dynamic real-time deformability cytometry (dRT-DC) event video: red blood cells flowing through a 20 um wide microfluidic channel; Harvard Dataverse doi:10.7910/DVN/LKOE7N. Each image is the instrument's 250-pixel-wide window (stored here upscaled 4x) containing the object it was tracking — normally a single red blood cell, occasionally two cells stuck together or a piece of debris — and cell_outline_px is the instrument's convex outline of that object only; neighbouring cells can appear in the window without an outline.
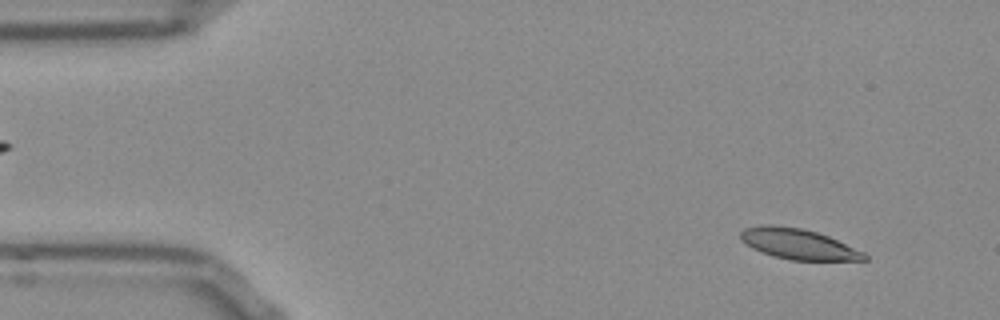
{"species": "Egyptian fruit bat (a non-hibernating species)", "species_latin": "Rousettus aegyptiacus", "temperature_condition": "room temperature", "stored_images_in_passage": 52, "camera_frame_rate_fps": 3000, "um_per_image_px": 0.085, "frame": {"image": 1, "passage_image": 4, "time_ms": 1.0, "image_size_px": [1000, 320], "cell_outline_px": [[868, 260], [792, 260], [776, 256], [752, 248], [740, 240], [740, 232], [744, 228], [760, 224], [772, 224], [800, 228], [816, 232], [828, 236], [864, 252], [868, 256]], "centroid_in_image_um": [67.83, 20.72], "position_along_channel_um": 17.2, "area_um2": 21.85}}
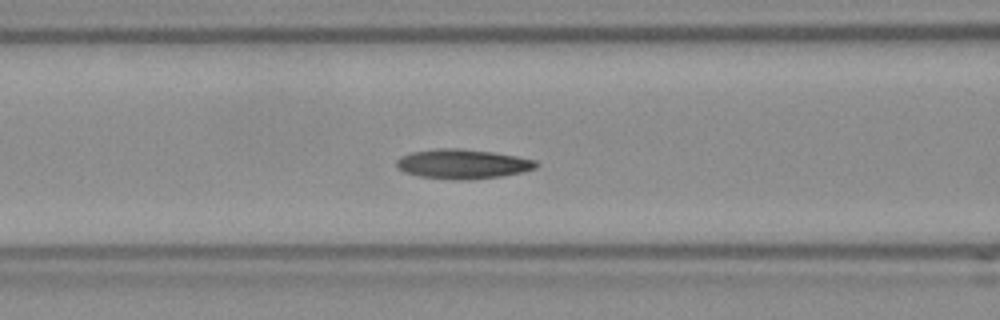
{"frame": {"image": 2, "passage_image": 20, "time_ms": 6.333, "image_size_px": [1000, 320], "cell_outline_px": [[540, 164], [536, 168], [520, 172], [500, 176], [468, 180], [456, 180], [420, 176], [404, 172], [396, 168], [396, 160], [400, 156], [412, 152], [440, 148], [460, 148], [492, 152], [516, 156], [536, 160]], "centroid_in_image_um": [39.31, 13.93], "position_along_channel_um": 127.3, "area_um2": 24.04}}
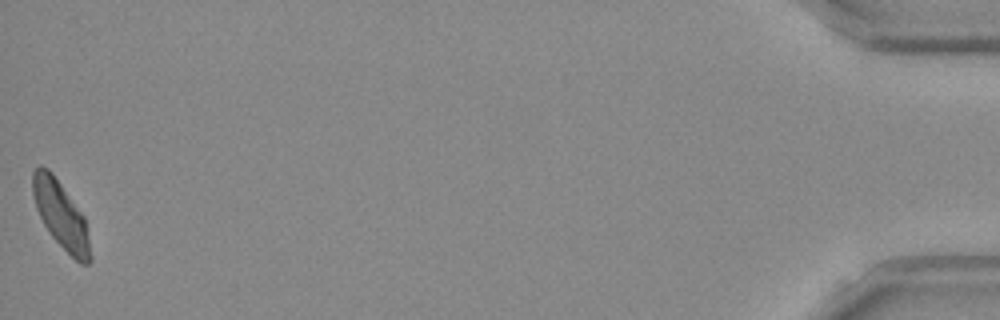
{"frame": {"image": 3, "passage_image": 52, "time_ms": 17.0, "image_size_px": [1000, 320], "cell_outline_px": [[92, 260], [88, 264], [80, 264], [52, 236], [44, 224], [36, 208], [32, 192], [32, 172], [40, 164], [48, 168], [52, 172], [84, 216], [92, 256]], "centroid_in_image_um": [5.17, 18.25], "position_along_channel_um": 430.0, "area_um2": 22.25}, "authors_computed_cell_mechanics": {"area_um2": 22.7732, "velocity_mm_per_s": 3.7933, "shape_relaxation_time_tau1_ms": 7.1809, "shape_relaxation_time_tau2_ms": 4.9371, "deformation_change_tau1": 0.1743, "deformation_change_tau2": 0.1166}}